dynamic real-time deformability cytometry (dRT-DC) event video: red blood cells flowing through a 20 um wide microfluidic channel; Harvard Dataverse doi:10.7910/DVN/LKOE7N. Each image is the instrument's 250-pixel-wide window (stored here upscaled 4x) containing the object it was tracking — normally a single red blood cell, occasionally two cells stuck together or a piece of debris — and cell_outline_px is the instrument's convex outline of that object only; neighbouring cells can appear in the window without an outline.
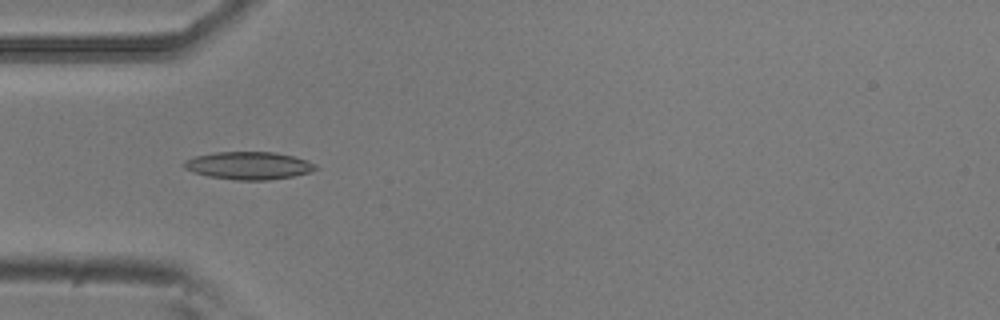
{"species": "common noctule bat (a hibernating species)", "species_latin": "Nyctalus noctula", "temperature_condition": "room temperature", "stored_images_in_passage": 53, "camera_frame_rate_fps": 3000, "um_per_image_px": 0.085, "animal": {"sex": "male", "body_mass_g": 20.5, "forearm_length_mm": 52.5}, "frame": {"image": 1, "passage_image": 16, "time_ms": 5.0, "image_size_px": [1000, 320], "cell_outline_px": [[320, 168], [308, 172], [292, 176], [268, 180], [236, 180], [208, 176], [192, 172], [184, 168], [184, 160], [196, 156], [216, 152], [276, 152], [308, 160]], "centroid_in_image_um": [21.13, 14.07], "position_along_channel_um": 63.9, "area_um2": 21.15}}
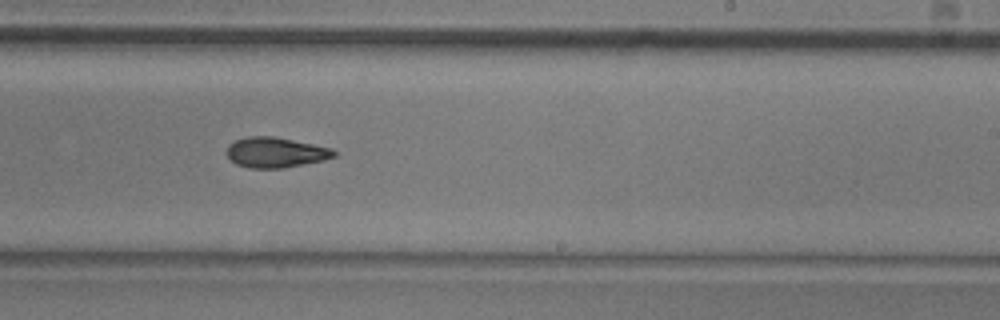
{"frame": {"image": 2, "passage_image": 32, "time_ms": 10.333, "image_size_px": [1000, 320], "cell_outline_px": [[336, 156], [324, 160], [284, 168], [252, 168], [236, 164], [228, 156], [228, 144], [236, 140], [248, 136], [272, 136], [332, 148], [336, 152]], "centroid_in_image_um": [23.44, 12.96], "position_along_channel_um": 265.6, "area_um2": 18.73}}
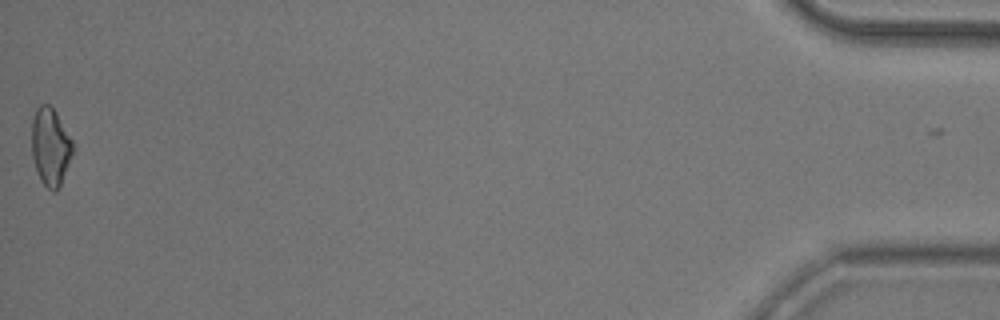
{"frame": {"image": 3, "passage_image": 53, "time_ms": 17.333, "image_size_px": [1000, 320], "cell_outline_px": [[76, 148], [60, 184], [56, 192], [52, 192], [44, 184], [36, 168], [32, 156], [32, 120], [36, 108], [40, 104], [48, 104], [56, 112], [72, 140]], "centroid_in_image_um": [4.31, 12.45], "position_along_channel_um": 430.9, "area_um2": 18.55}, "authors_computed_cell_mechanics": {"area_um2": 18.9006, "velocity_mm_per_s": 3.781, "shape_relaxation_time_tau1_ms": 9.422, "shape_relaxation_time_tau2_ms": 3.9955, "deformation_change_tau1": 0.1721, "deformation_change_tau2": 0.1155}}